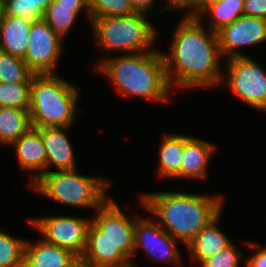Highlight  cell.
<instances>
[{
	"mask_svg": "<svg viewBox=\"0 0 266 267\" xmlns=\"http://www.w3.org/2000/svg\"><path fill=\"white\" fill-rule=\"evenodd\" d=\"M207 30L194 16L184 15L177 24L169 54L162 51L167 80L172 89L197 90L221 83L225 74L220 66L223 57L217 32Z\"/></svg>",
	"mask_w": 266,
	"mask_h": 267,
	"instance_id": "1",
	"label": "cell"
},
{
	"mask_svg": "<svg viewBox=\"0 0 266 267\" xmlns=\"http://www.w3.org/2000/svg\"><path fill=\"white\" fill-rule=\"evenodd\" d=\"M142 209L155 216L160 226L187 246L220 212L223 198L206 194L154 192L142 194ZM160 221V222H159Z\"/></svg>",
	"mask_w": 266,
	"mask_h": 267,
	"instance_id": "2",
	"label": "cell"
},
{
	"mask_svg": "<svg viewBox=\"0 0 266 267\" xmlns=\"http://www.w3.org/2000/svg\"><path fill=\"white\" fill-rule=\"evenodd\" d=\"M105 58L92 70L101 71V75L108 77L118 94L163 104L169 102L173 89L167 80L162 51L156 49Z\"/></svg>",
	"mask_w": 266,
	"mask_h": 267,
	"instance_id": "3",
	"label": "cell"
},
{
	"mask_svg": "<svg viewBox=\"0 0 266 267\" xmlns=\"http://www.w3.org/2000/svg\"><path fill=\"white\" fill-rule=\"evenodd\" d=\"M79 89L56 74L33 75L29 114L33 128L72 127Z\"/></svg>",
	"mask_w": 266,
	"mask_h": 267,
	"instance_id": "4",
	"label": "cell"
},
{
	"mask_svg": "<svg viewBox=\"0 0 266 267\" xmlns=\"http://www.w3.org/2000/svg\"><path fill=\"white\" fill-rule=\"evenodd\" d=\"M109 186L111 179L109 181L108 177L85 176L75 169L47 172L29 188L55 202L96 211L110 198Z\"/></svg>",
	"mask_w": 266,
	"mask_h": 267,
	"instance_id": "5",
	"label": "cell"
},
{
	"mask_svg": "<svg viewBox=\"0 0 266 267\" xmlns=\"http://www.w3.org/2000/svg\"><path fill=\"white\" fill-rule=\"evenodd\" d=\"M148 16L135 12L127 16L96 18L90 24L92 36L105 53L154 51L156 49L152 47L158 39V29L148 21Z\"/></svg>",
	"mask_w": 266,
	"mask_h": 267,
	"instance_id": "6",
	"label": "cell"
},
{
	"mask_svg": "<svg viewBox=\"0 0 266 267\" xmlns=\"http://www.w3.org/2000/svg\"><path fill=\"white\" fill-rule=\"evenodd\" d=\"M226 63L227 73L221 83L226 82L251 108L266 112V70L251 56L230 58Z\"/></svg>",
	"mask_w": 266,
	"mask_h": 267,
	"instance_id": "7",
	"label": "cell"
},
{
	"mask_svg": "<svg viewBox=\"0 0 266 267\" xmlns=\"http://www.w3.org/2000/svg\"><path fill=\"white\" fill-rule=\"evenodd\" d=\"M29 222L39 230L44 241L69 250L78 258L82 257L91 218L49 215L29 219Z\"/></svg>",
	"mask_w": 266,
	"mask_h": 267,
	"instance_id": "8",
	"label": "cell"
},
{
	"mask_svg": "<svg viewBox=\"0 0 266 267\" xmlns=\"http://www.w3.org/2000/svg\"><path fill=\"white\" fill-rule=\"evenodd\" d=\"M28 42L23 60L29 70L34 75L56 74L55 67L64 52L63 39L40 19L32 23Z\"/></svg>",
	"mask_w": 266,
	"mask_h": 267,
	"instance_id": "9",
	"label": "cell"
},
{
	"mask_svg": "<svg viewBox=\"0 0 266 267\" xmlns=\"http://www.w3.org/2000/svg\"><path fill=\"white\" fill-rule=\"evenodd\" d=\"M96 214V215H94ZM93 214L91 221L105 233L110 241L130 260L134 256V235L136 221L141 217L129 218L118 203L109 198Z\"/></svg>",
	"mask_w": 266,
	"mask_h": 267,
	"instance_id": "10",
	"label": "cell"
},
{
	"mask_svg": "<svg viewBox=\"0 0 266 267\" xmlns=\"http://www.w3.org/2000/svg\"><path fill=\"white\" fill-rule=\"evenodd\" d=\"M217 37L222 57L227 56L225 60L248 57L237 49L266 43V19L242 15L217 31Z\"/></svg>",
	"mask_w": 266,
	"mask_h": 267,
	"instance_id": "11",
	"label": "cell"
},
{
	"mask_svg": "<svg viewBox=\"0 0 266 267\" xmlns=\"http://www.w3.org/2000/svg\"><path fill=\"white\" fill-rule=\"evenodd\" d=\"M178 243L158 222L150 220L149 216L147 219L140 217L136 221L134 255L138 249H142L151 260L179 265L181 255L176 247Z\"/></svg>",
	"mask_w": 266,
	"mask_h": 267,
	"instance_id": "12",
	"label": "cell"
},
{
	"mask_svg": "<svg viewBox=\"0 0 266 267\" xmlns=\"http://www.w3.org/2000/svg\"><path fill=\"white\" fill-rule=\"evenodd\" d=\"M81 258L91 267H138L92 221L88 228L86 249Z\"/></svg>",
	"mask_w": 266,
	"mask_h": 267,
	"instance_id": "13",
	"label": "cell"
},
{
	"mask_svg": "<svg viewBox=\"0 0 266 267\" xmlns=\"http://www.w3.org/2000/svg\"><path fill=\"white\" fill-rule=\"evenodd\" d=\"M19 168L30 175L28 187L35 183L46 173L47 154L43 145L41 133L38 129L31 127L20 136L12 145Z\"/></svg>",
	"mask_w": 266,
	"mask_h": 267,
	"instance_id": "14",
	"label": "cell"
},
{
	"mask_svg": "<svg viewBox=\"0 0 266 267\" xmlns=\"http://www.w3.org/2000/svg\"><path fill=\"white\" fill-rule=\"evenodd\" d=\"M69 128L71 127L37 128L47 154L46 173L52 171V165L56 168L54 171H71L77 168L73 146L64 131Z\"/></svg>",
	"mask_w": 266,
	"mask_h": 267,
	"instance_id": "15",
	"label": "cell"
},
{
	"mask_svg": "<svg viewBox=\"0 0 266 267\" xmlns=\"http://www.w3.org/2000/svg\"><path fill=\"white\" fill-rule=\"evenodd\" d=\"M216 146L210 142L185 135V147L181 161V179L203 180L208 176V165ZM212 156V157H211Z\"/></svg>",
	"mask_w": 266,
	"mask_h": 267,
	"instance_id": "16",
	"label": "cell"
},
{
	"mask_svg": "<svg viewBox=\"0 0 266 267\" xmlns=\"http://www.w3.org/2000/svg\"><path fill=\"white\" fill-rule=\"evenodd\" d=\"M221 214L220 212L211 220L185 247L189 251L187 253L191 262H198L200 265L232 244L230 238L217 225Z\"/></svg>",
	"mask_w": 266,
	"mask_h": 267,
	"instance_id": "17",
	"label": "cell"
},
{
	"mask_svg": "<svg viewBox=\"0 0 266 267\" xmlns=\"http://www.w3.org/2000/svg\"><path fill=\"white\" fill-rule=\"evenodd\" d=\"M35 242L26 240L23 267H69L78 259L71 251L41 238Z\"/></svg>",
	"mask_w": 266,
	"mask_h": 267,
	"instance_id": "18",
	"label": "cell"
},
{
	"mask_svg": "<svg viewBox=\"0 0 266 267\" xmlns=\"http://www.w3.org/2000/svg\"><path fill=\"white\" fill-rule=\"evenodd\" d=\"M32 23L24 18L3 15L0 23V51L24 59Z\"/></svg>",
	"mask_w": 266,
	"mask_h": 267,
	"instance_id": "19",
	"label": "cell"
},
{
	"mask_svg": "<svg viewBox=\"0 0 266 267\" xmlns=\"http://www.w3.org/2000/svg\"><path fill=\"white\" fill-rule=\"evenodd\" d=\"M159 143L158 175L165 179H181V161L185 147V135L166 133Z\"/></svg>",
	"mask_w": 266,
	"mask_h": 267,
	"instance_id": "20",
	"label": "cell"
},
{
	"mask_svg": "<svg viewBox=\"0 0 266 267\" xmlns=\"http://www.w3.org/2000/svg\"><path fill=\"white\" fill-rule=\"evenodd\" d=\"M243 8L244 0H218L206 5L195 17L199 21L206 18L208 29L217 32L242 16Z\"/></svg>",
	"mask_w": 266,
	"mask_h": 267,
	"instance_id": "21",
	"label": "cell"
},
{
	"mask_svg": "<svg viewBox=\"0 0 266 267\" xmlns=\"http://www.w3.org/2000/svg\"><path fill=\"white\" fill-rule=\"evenodd\" d=\"M83 11L86 13H83ZM81 12L84 15L86 14L85 17L91 24L89 6L59 5L54 0L45 11L43 19L62 39H64L67 33L72 30Z\"/></svg>",
	"mask_w": 266,
	"mask_h": 267,
	"instance_id": "22",
	"label": "cell"
},
{
	"mask_svg": "<svg viewBox=\"0 0 266 267\" xmlns=\"http://www.w3.org/2000/svg\"><path fill=\"white\" fill-rule=\"evenodd\" d=\"M27 110L0 107V145L9 147L31 128Z\"/></svg>",
	"mask_w": 266,
	"mask_h": 267,
	"instance_id": "23",
	"label": "cell"
},
{
	"mask_svg": "<svg viewBox=\"0 0 266 267\" xmlns=\"http://www.w3.org/2000/svg\"><path fill=\"white\" fill-rule=\"evenodd\" d=\"M54 0H3L4 15L24 18L34 22L43 19L44 13Z\"/></svg>",
	"mask_w": 266,
	"mask_h": 267,
	"instance_id": "24",
	"label": "cell"
},
{
	"mask_svg": "<svg viewBox=\"0 0 266 267\" xmlns=\"http://www.w3.org/2000/svg\"><path fill=\"white\" fill-rule=\"evenodd\" d=\"M33 75L22 58L0 51V82H31Z\"/></svg>",
	"mask_w": 266,
	"mask_h": 267,
	"instance_id": "25",
	"label": "cell"
},
{
	"mask_svg": "<svg viewBox=\"0 0 266 267\" xmlns=\"http://www.w3.org/2000/svg\"><path fill=\"white\" fill-rule=\"evenodd\" d=\"M31 82H0V107L29 111Z\"/></svg>",
	"mask_w": 266,
	"mask_h": 267,
	"instance_id": "26",
	"label": "cell"
},
{
	"mask_svg": "<svg viewBox=\"0 0 266 267\" xmlns=\"http://www.w3.org/2000/svg\"><path fill=\"white\" fill-rule=\"evenodd\" d=\"M25 243L0 229V267H23Z\"/></svg>",
	"mask_w": 266,
	"mask_h": 267,
	"instance_id": "27",
	"label": "cell"
},
{
	"mask_svg": "<svg viewBox=\"0 0 266 267\" xmlns=\"http://www.w3.org/2000/svg\"><path fill=\"white\" fill-rule=\"evenodd\" d=\"M91 22L106 16H127L135 13L129 0H88Z\"/></svg>",
	"mask_w": 266,
	"mask_h": 267,
	"instance_id": "28",
	"label": "cell"
},
{
	"mask_svg": "<svg viewBox=\"0 0 266 267\" xmlns=\"http://www.w3.org/2000/svg\"><path fill=\"white\" fill-rule=\"evenodd\" d=\"M233 243L222 250L221 252L213 255L210 258L204 260L200 267H239L242 252L237 250Z\"/></svg>",
	"mask_w": 266,
	"mask_h": 267,
	"instance_id": "29",
	"label": "cell"
},
{
	"mask_svg": "<svg viewBox=\"0 0 266 267\" xmlns=\"http://www.w3.org/2000/svg\"><path fill=\"white\" fill-rule=\"evenodd\" d=\"M246 246H248L250 249L253 248L255 252L248 256L249 258H245L247 267H266V246L259 245L258 243H251V242H246Z\"/></svg>",
	"mask_w": 266,
	"mask_h": 267,
	"instance_id": "30",
	"label": "cell"
},
{
	"mask_svg": "<svg viewBox=\"0 0 266 267\" xmlns=\"http://www.w3.org/2000/svg\"><path fill=\"white\" fill-rule=\"evenodd\" d=\"M169 1L164 5L163 10H158L156 13L160 14L161 12H167L168 10H185L186 16H196L197 15V0H167ZM188 10V11H187Z\"/></svg>",
	"mask_w": 266,
	"mask_h": 267,
	"instance_id": "31",
	"label": "cell"
},
{
	"mask_svg": "<svg viewBox=\"0 0 266 267\" xmlns=\"http://www.w3.org/2000/svg\"><path fill=\"white\" fill-rule=\"evenodd\" d=\"M243 15L266 19V0H244Z\"/></svg>",
	"mask_w": 266,
	"mask_h": 267,
	"instance_id": "32",
	"label": "cell"
},
{
	"mask_svg": "<svg viewBox=\"0 0 266 267\" xmlns=\"http://www.w3.org/2000/svg\"><path fill=\"white\" fill-rule=\"evenodd\" d=\"M133 10L135 12H140L144 14H153V12H149L155 6V0H129Z\"/></svg>",
	"mask_w": 266,
	"mask_h": 267,
	"instance_id": "33",
	"label": "cell"
},
{
	"mask_svg": "<svg viewBox=\"0 0 266 267\" xmlns=\"http://www.w3.org/2000/svg\"><path fill=\"white\" fill-rule=\"evenodd\" d=\"M59 5L88 6V0H55Z\"/></svg>",
	"mask_w": 266,
	"mask_h": 267,
	"instance_id": "34",
	"label": "cell"
},
{
	"mask_svg": "<svg viewBox=\"0 0 266 267\" xmlns=\"http://www.w3.org/2000/svg\"><path fill=\"white\" fill-rule=\"evenodd\" d=\"M218 0H197V14L208 4Z\"/></svg>",
	"mask_w": 266,
	"mask_h": 267,
	"instance_id": "35",
	"label": "cell"
},
{
	"mask_svg": "<svg viewBox=\"0 0 266 267\" xmlns=\"http://www.w3.org/2000/svg\"><path fill=\"white\" fill-rule=\"evenodd\" d=\"M69 267H91V266L88 263H86L82 258H78Z\"/></svg>",
	"mask_w": 266,
	"mask_h": 267,
	"instance_id": "36",
	"label": "cell"
},
{
	"mask_svg": "<svg viewBox=\"0 0 266 267\" xmlns=\"http://www.w3.org/2000/svg\"><path fill=\"white\" fill-rule=\"evenodd\" d=\"M3 15H4L3 0H0V23L2 21Z\"/></svg>",
	"mask_w": 266,
	"mask_h": 267,
	"instance_id": "37",
	"label": "cell"
}]
</instances>
